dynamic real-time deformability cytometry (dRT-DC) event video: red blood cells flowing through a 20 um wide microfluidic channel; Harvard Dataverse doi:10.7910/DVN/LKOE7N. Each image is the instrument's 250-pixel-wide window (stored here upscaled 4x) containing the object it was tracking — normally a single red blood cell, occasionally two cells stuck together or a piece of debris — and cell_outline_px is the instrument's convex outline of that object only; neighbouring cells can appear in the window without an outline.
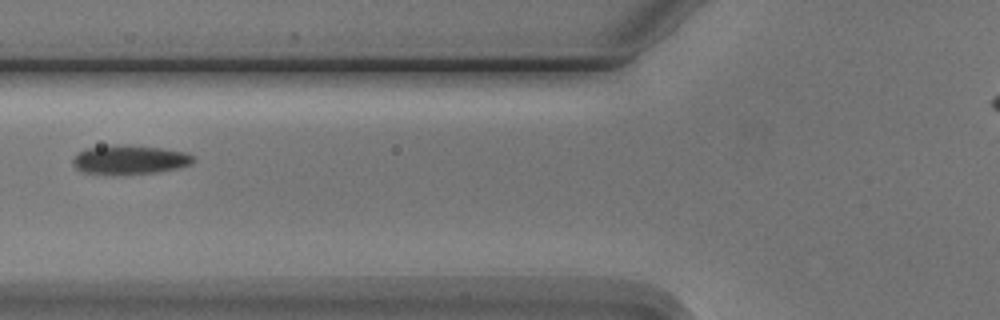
{"species": "Egyptian fruit bat (a non-hibernating species)", "species_latin": "Rousettus aegyptiacus", "temperature_condition": "cold", "stored_images_in_passage": 5, "camera_frame_rate_fps": 3000, "um_per_image_px": 0.085, "animal": {"sex": "male"}, "frame": {"image": 1, "passage_image": 3, "time_ms": 2.333, "image_size_px": [1000, 320], "cell_outline_px": [[196, 160], [192, 164], [176, 168], [156, 172], [84, 172], [76, 168], [72, 160], [80, 152], [88, 148], [116, 144], [128, 144], [164, 148], [188, 152]], "centroid_in_image_um": [11.11, 13.52], "position_along_channel_um": 114.7, "area_um2": 19.77}}
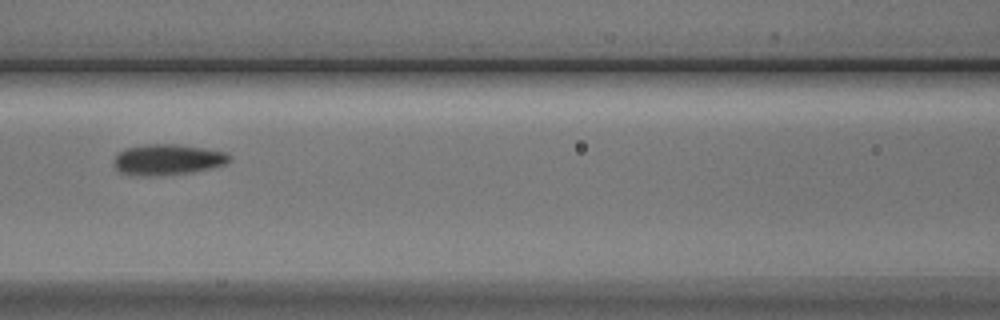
{"frame": {"image": 2, "passage_image": 4, "time_ms": 3.333, "image_size_px": [1000, 320], "cell_outline_px": [[232, 160], [224, 164], [192, 172], [160, 176], [148, 176], [120, 172], [116, 168], [116, 156], [124, 148], [148, 144], [172, 144], [204, 148], [228, 152]], "centroid_in_image_um": [14.29, 13.56], "position_along_channel_um": 152.3, "area_um2": 20.46}}
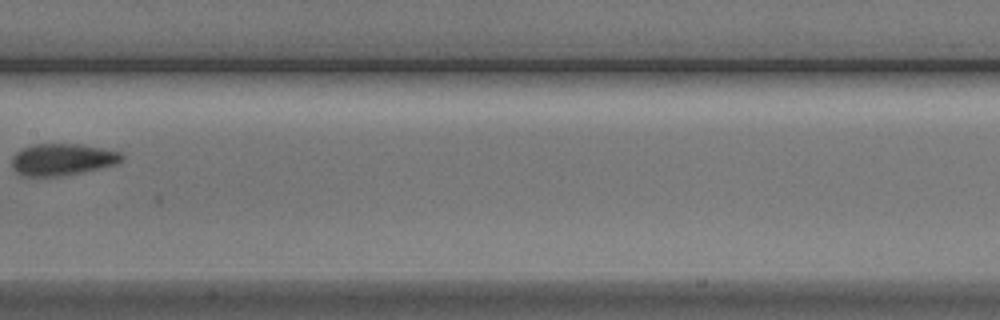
{"frame": {"image": 3, "passage_image": 5, "time_ms": 4.667, "image_size_px": [1000, 320], "cell_outline_px": [[124, 160], [116, 164], [100, 168], [64, 176], [20, 176], [12, 168], [12, 156], [16, 152], [24, 148], [36, 144], [80, 144], [120, 152], [124, 156]], "centroid_in_image_um": [5.29, 13.57], "position_along_channel_um": 202.1, "area_um2": 20.4}}